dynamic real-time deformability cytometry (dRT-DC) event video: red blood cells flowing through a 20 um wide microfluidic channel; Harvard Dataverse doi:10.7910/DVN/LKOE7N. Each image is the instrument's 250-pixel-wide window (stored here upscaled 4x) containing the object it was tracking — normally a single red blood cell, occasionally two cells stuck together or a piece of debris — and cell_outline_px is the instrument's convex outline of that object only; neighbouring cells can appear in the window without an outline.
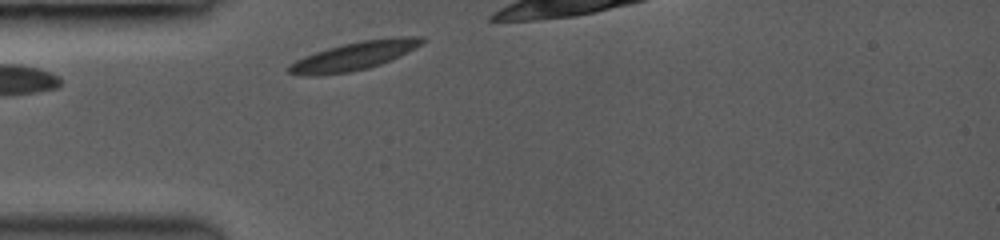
{"species": "common noctule bat (a hibernating species)", "species_latin": "Nyctalus noctula", "temperature_condition": "room temperature", "stored_images_in_passage": 1, "camera_frame_rate_fps": 3000, "um_per_image_px": 0.085, "animal": {"sex": "female", "body_mass_g": 19.0, "forearm_length_mm": 53.3}, "frame": {"image": 1, "passage_image": 1, "time_ms": 0.0, "image_size_px": [1000, 240], "cell_outline_px": [[424, 40], [420, 44], [408, 52], [400, 56], [380, 64], [368, 68], [348, 72], [320, 76], [304, 76], [288, 72], [288, 64], [304, 56], [328, 48], [360, 40], [392, 36], [424, 36]], "centroid_in_image_um": [30.09, 4.75], "position_along_channel_um": 54.9, "area_um2": 22.08}}